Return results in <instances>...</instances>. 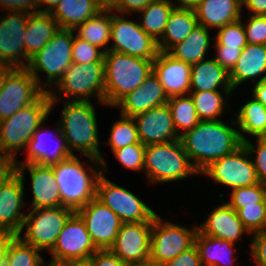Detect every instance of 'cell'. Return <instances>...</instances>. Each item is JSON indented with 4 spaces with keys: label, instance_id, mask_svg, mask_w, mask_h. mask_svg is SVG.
Returning a JSON list of instances; mask_svg holds the SVG:
<instances>
[{
    "label": "cell",
    "instance_id": "6da1fadb",
    "mask_svg": "<svg viewBox=\"0 0 266 266\" xmlns=\"http://www.w3.org/2000/svg\"><path fill=\"white\" fill-rule=\"evenodd\" d=\"M180 140L199 174L211 162L234 152L243 144L238 130L221 120H200L193 129L181 133Z\"/></svg>",
    "mask_w": 266,
    "mask_h": 266
},
{
    "label": "cell",
    "instance_id": "7a4b0ae2",
    "mask_svg": "<svg viewBox=\"0 0 266 266\" xmlns=\"http://www.w3.org/2000/svg\"><path fill=\"white\" fill-rule=\"evenodd\" d=\"M60 119L58 124L71 155H74V149L102 168V173L107 171L99 150L97 118L92 102L66 100Z\"/></svg>",
    "mask_w": 266,
    "mask_h": 266
},
{
    "label": "cell",
    "instance_id": "3957f363",
    "mask_svg": "<svg viewBox=\"0 0 266 266\" xmlns=\"http://www.w3.org/2000/svg\"><path fill=\"white\" fill-rule=\"evenodd\" d=\"M104 66V103L112 107L137 89L153 72V60L114 51L104 53Z\"/></svg>",
    "mask_w": 266,
    "mask_h": 266
},
{
    "label": "cell",
    "instance_id": "277c9868",
    "mask_svg": "<svg viewBox=\"0 0 266 266\" xmlns=\"http://www.w3.org/2000/svg\"><path fill=\"white\" fill-rule=\"evenodd\" d=\"M60 191L61 204L74 212L96 197V184L102 170L89 166V171L77 156L51 165ZM99 170V171H98ZM88 171V172H87Z\"/></svg>",
    "mask_w": 266,
    "mask_h": 266
},
{
    "label": "cell",
    "instance_id": "5b68a950",
    "mask_svg": "<svg viewBox=\"0 0 266 266\" xmlns=\"http://www.w3.org/2000/svg\"><path fill=\"white\" fill-rule=\"evenodd\" d=\"M51 98L45 92L36 102L0 121V138L5 153L15 162L16 154L27 148L38 127L48 118Z\"/></svg>",
    "mask_w": 266,
    "mask_h": 266
},
{
    "label": "cell",
    "instance_id": "8992f818",
    "mask_svg": "<svg viewBox=\"0 0 266 266\" xmlns=\"http://www.w3.org/2000/svg\"><path fill=\"white\" fill-rule=\"evenodd\" d=\"M144 171L149 183H167L199 174L180 139L145 146Z\"/></svg>",
    "mask_w": 266,
    "mask_h": 266
},
{
    "label": "cell",
    "instance_id": "52a82bcc",
    "mask_svg": "<svg viewBox=\"0 0 266 266\" xmlns=\"http://www.w3.org/2000/svg\"><path fill=\"white\" fill-rule=\"evenodd\" d=\"M104 86V62L72 63L64 72L62 79L57 83V93H54L52 89L48 92L51 98V107H55L54 104L60 100L59 98L62 95H64V98H69H66L65 101L70 100V97L74 101H91L90 98L94 95L95 97L97 96L100 104L105 105Z\"/></svg>",
    "mask_w": 266,
    "mask_h": 266
},
{
    "label": "cell",
    "instance_id": "ba28073f",
    "mask_svg": "<svg viewBox=\"0 0 266 266\" xmlns=\"http://www.w3.org/2000/svg\"><path fill=\"white\" fill-rule=\"evenodd\" d=\"M75 31L72 29H61L54 34L53 38L30 59L26 69L36 79L41 87L39 74L41 71L47 74L46 83L42 86L45 89L51 85L54 86L62 79L64 72L73 63L72 61V43ZM40 72V73H39ZM47 86V87H46ZM45 87V88H44Z\"/></svg>",
    "mask_w": 266,
    "mask_h": 266
},
{
    "label": "cell",
    "instance_id": "9c48e42d",
    "mask_svg": "<svg viewBox=\"0 0 266 266\" xmlns=\"http://www.w3.org/2000/svg\"><path fill=\"white\" fill-rule=\"evenodd\" d=\"M44 93L26 68H1L0 121L36 102Z\"/></svg>",
    "mask_w": 266,
    "mask_h": 266
},
{
    "label": "cell",
    "instance_id": "30bf717a",
    "mask_svg": "<svg viewBox=\"0 0 266 266\" xmlns=\"http://www.w3.org/2000/svg\"><path fill=\"white\" fill-rule=\"evenodd\" d=\"M31 210L28 215H25L22 230L18 236L25 243L40 251H50L54 247L65 222L74 211L64 206ZM24 227L26 231L21 237Z\"/></svg>",
    "mask_w": 266,
    "mask_h": 266
},
{
    "label": "cell",
    "instance_id": "8fae6325",
    "mask_svg": "<svg viewBox=\"0 0 266 266\" xmlns=\"http://www.w3.org/2000/svg\"><path fill=\"white\" fill-rule=\"evenodd\" d=\"M198 226L187 229L178 224L162 221L156 215L151 230L150 257L159 266L176 258L194 245Z\"/></svg>",
    "mask_w": 266,
    "mask_h": 266
},
{
    "label": "cell",
    "instance_id": "7c38bea8",
    "mask_svg": "<svg viewBox=\"0 0 266 266\" xmlns=\"http://www.w3.org/2000/svg\"><path fill=\"white\" fill-rule=\"evenodd\" d=\"M96 198L108 206L122 223L153 221V209L129 190L108 180L102 173L96 184Z\"/></svg>",
    "mask_w": 266,
    "mask_h": 266
},
{
    "label": "cell",
    "instance_id": "4fadbf2b",
    "mask_svg": "<svg viewBox=\"0 0 266 266\" xmlns=\"http://www.w3.org/2000/svg\"><path fill=\"white\" fill-rule=\"evenodd\" d=\"M246 146L242 144L234 152L211 162L201 173L207 174L217 184L231 189L260 183L253 160Z\"/></svg>",
    "mask_w": 266,
    "mask_h": 266
},
{
    "label": "cell",
    "instance_id": "5bb4252c",
    "mask_svg": "<svg viewBox=\"0 0 266 266\" xmlns=\"http://www.w3.org/2000/svg\"><path fill=\"white\" fill-rule=\"evenodd\" d=\"M111 41L113 45L103 49L104 52L114 51L147 60H154L159 48L157 42L149 36L139 23L124 19L112 13Z\"/></svg>",
    "mask_w": 266,
    "mask_h": 266
},
{
    "label": "cell",
    "instance_id": "9a60e30c",
    "mask_svg": "<svg viewBox=\"0 0 266 266\" xmlns=\"http://www.w3.org/2000/svg\"><path fill=\"white\" fill-rule=\"evenodd\" d=\"M97 250L83 219L75 211L65 222L54 247L49 251L52 254L49 262L63 264L71 260H84Z\"/></svg>",
    "mask_w": 266,
    "mask_h": 266
},
{
    "label": "cell",
    "instance_id": "2e32d148",
    "mask_svg": "<svg viewBox=\"0 0 266 266\" xmlns=\"http://www.w3.org/2000/svg\"><path fill=\"white\" fill-rule=\"evenodd\" d=\"M27 20L28 14L24 12H7L0 17V68L27 67L29 58L24 45Z\"/></svg>",
    "mask_w": 266,
    "mask_h": 266
},
{
    "label": "cell",
    "instance_id": "e0dca14e",
    "mask_svg": "<svg viewBox=\"0 0 266 266\" xmlns=\"http://www.w3.org/2000/svg\"><path fill=\"white\" fill-rule=\"evenodd\" d=\"M24 171L0 170V227L17 235L21 232L25 214Z\"/></svg>",
    "mask_w": 266,
    "mask_h": 266
},
{
    "label": "cell",
    "instance_id": "ac0fdd59",
    "mask_svg": "<svg viewBox=\"0 0 266 266\" xmlns=\"http://www.w3.org/2000/svg\"><path fill=\"white\" fill-rule=\"evenodd\" d=\"M98 250L110 249L122 225L120 218L96 197L76 211Z\"/></svg>",
    "mask_w": 266,
    "mask_h": 266
},
{
    "label": "cell",
    "instance_id": "d6986e66",
    "mask_svg": "<svg viewBox=\"0 0 266 266\" xmlns=\"http://www.w3.org/2000/svg\"><path fill=\"white\" fill-rule=\"evenodd\" d=\"M152 224L153 221L122 223L110 250L126 264L148 260Z\"/></svg>",
    "mask_w": 266,
    "mask_h": 266
},
{
    "label": "cell",
    "instance_id": "ffe728a7",
    "mask_svg": "<svg viewBox=\"0 0 266 266\" xmlns=\"http://www.w3.org/2000/svg\"><path fill=\"white\" fill-rule=\"evenodd\" d=\"M133 119L137 126L139 140L144 146L180 139L174 127L168 103L153 107L134 116Z\"/></svg>",
    "mask_w": 266,
    "mask_h": 266
},
{
    "label": "cell",
    "instance_id": "44dd1931",
    "mask_svg": "<svg viewBox=\"0 0 266 266\" xmlns=\"http://www.w3.org/2000/svg\"><path fill=\"white\" fill-rule=\"evenodd\" d=\"M192 65L159 51L153 60V72L158 77L168 98L186 96L190 92Z\"/></svg>",
    "mask_w": 266,
    "mask_h": 266
},
{
    "label": "cell",
    "instance_id": "7402d4cb",
    "mask_svg": "<svg viewBox=\"0 0 266 266\" xmlns=\"http://www.w3.org/2000/svg\"><path fill=\"white\" fill-rule=\"evenodd\" d=\"M28 168L32 185V209L59 207L60 191L56 183L53 167L36 163L14 164V171H25Z\"/></svg>",
    "mask_w": 266,
    "mask_h": 266
},
{
    "label": "cell",
    "instance_id": "603a6c76",
    "mask_svg": "<svg viewBox=\"0 0 266 266\" xmlns=\"http://www.w3.org/2000/svg\"><path fill=\"white\" fill-rule=\"evenodd\" d=\"M168 99L161 82L152 72L137 89L128 93L114 107L121 109L120 115L134 117L166 104Z\"/></svg>",
    "mask_w": 266,
    "mask_h": 266
},
{
    "label": "cell",
    "instance_id": "cb8c5ba5",
    "mask_svg": "<svg viewBox=\"0 0 266 266\" xmlns=\"http://www.w3.org/2000/svg\"><path fill=\"white\" fill-rule=\"evenodd\" d=\"M42 125L43 124L38 127L31 140L28 142L27 148L25 149L27 150L26 161L20 162L19 160H16L14 164L36 163L39 165L51 166L72 156L67 148L66 141L62 136L60 125H56V137L59 139V142H61L56 144V146L50 144L52 136L50 135L51 138L49 137L50 133L47 132V130L43 131Z\"/></svg>",
    "mask_w": 266,
    "mask_h": 266
},
{
    "label": "cell",
    "instance_id": "d4e9b609",
    "mask_svg": "<svg viewBox=\"0 0 266 266\" xmlns=\"http://www.w3.org/2000/svg\"><path fill=\"white\" fill-rule=\"evenodd\" d=\"M198 231L203 235L214 236L233 244L242 239L244 233L250 234L243 226L237 212L224 202L211 212L205 222L198 227Z\"/></svg>",
    "mask_w": 266,
    "mask_h": 266
},
{
    "label": "cell",
    "instance_id": "484cf974",
    "mask_svg": "<svg viewBox=\"0 0 266 266\" xmlns=\"http://www.w3.org/2000/svg\"><path fill=\"white\" fill-rule=\"evenodd\" d=\"M257 77L260 79L256 82L266 81V45L247 44L229 72L230 83L235 90L238 85Z\"/></svg>",
    "mask_w": 266,
    "mask_h": 266
},
{
    "label": "cell",
    "instance_id": "4316f807",
    "mask_svg": "<svg viewBox=\"0 0 266 266\" xmlns=\"http://www.w3.org/2000/svg\"><path fill=\"white\" fill-rule=\"evenodd\" d=\"M219 87L225 93V98L234 91L230 83L229 72L214 58L203 59L192 65L190 92L218 91Z\"/></svg>",
    "mask_w": 266,
    "mask_h": 266
},
{
    "label": "cell",
    "instance_id": "83f0119b",
    "mask_svg": "<svg viewBox=\"0 0 266 266\" xmlns=\"http://www.w3.org/2000/svg\"><path fill=\"white\" fill-rule=\"evenodd\" d=\"M242 0H200L194 8L198 25L219 29L242 18Z\"/></svg>",
    "mask_w": 266,
    "mask_h": 266
},
{
    "label": "cell",
    "instance_id": "f1b7e54d",
    "mask_svg": "<svg viewBox=\"0 0 266 266\" xmlns=\"http://www.w3.org/2000/svg\"><path fill=\"white\" fill-rule=\"evenodd\" d=\"M105 7V0H61L51 15L59 28L74 30Z\"/></svg>",
    "mask_w": 266,
    "mask_h": 266
},
{
    "label": "cell",
    "instance_id": "f546056e",
    "mask_svg": "<svg viewBox=\"0 0 266 266\" xmlns=\"http://www.w3.org/2000/svg\"><path fill=\"white\" fill-rule=\"evenodd\" d=\"M58 30V23L51 13L28 14L24 39L26 56L30 59L35 53L39 52Z\"/></svg>",
    "mask_w": 266,
    "mask_h": 266
},
{
    "label": "cell",
    "instance_id": "4dcf8cb0",
    "mask_svg": "<svg viewBox=\"0 0 266 266\" xmlns=\"http://www.w3.org/2000/svg\"><path fill=\"white\" fill-rule=\"evenodd\" d=\"M197 26L198 20L194 9L175 7L165 25L162 41L157 42L159 51L167 52L172 46L185 40Z\"/></svg>",
    "mask_w": 266,
    "mask_h": 266
},
{
    "label": "cell",
    "instance_id": "1f68e13d",
    "mask_svg": "<svg viewBox=\"0 0 266 266\" xmlns=\"http://www.w3.org/2000/svg\"><path fill=\"white\" fill-rule=\"evenodd\" d=\"M194 245L197 247L202 266H231L234 263V244L214 236L196 232Z\"/></svg>",
    "mask_w": 266,
    "mask_h": 266
},
{
    "label": "cell",
    "instance_id": "d6a6232c",
    "mask_svg": "<svg viewBox=\"0 0 266 266\" xmlns=\"http://www.w3.org/2000/svg\"><path fill=\"white\" fill-rule=\"evenodd\" d=\"M209 29L198 25L187 38L172 46L167 53L177 60L193 65L206 59V52L210 49Z\"/></svg>",
    "mask_w": 266,
    "mask_h": 266
},
{
    "label": "cell",
    "instance_id": "836d02e7",
    "mask_svg": "<svg viewBox=\"0 0 266 266\" xmlns=\"http://www.w3.org/2000/svg\"><path fill=\"white\" fill-rule=\"evenodd\" d=\"M231 123H237L240 130L239 136L242 142L246 141L247 138L244 133L255 138L266 137V107L254 97L250 101L248 100L238 112L236 120Z\"/></svg>",
    "mask_w": 266,
    "mask_h": 266
},
{
    "label": "cell",
    "instance_id": "e575fe53",
    "mask_svg": "<svg viewBox=\"0 0 266 266\" xmlns=\"http://www.w3.org/2000/svg\"><path fill=\"white\" fill-rule=\"evenodd\" d=\"M111 21L112 10L106 6L98 14L77 26L74 31L78 32L77 37L101 49L107 47L111 40Z\"/></svg>",
    "mask_w": 266,
    "mask_h": 266
},
{
    "label": "cell",
    "instance_id": "d590c367",
    "mask_svg": "<svg viewBox=\"0 0 266 266\" xmlns=\"http://www.w3.org/2000/svg\"><path fill=\"white\" fill-rule=\"evenodd\" d=\"M171 0H152L141 12L140 27L156 42L160 41L172 10Z\"/></svg>",
    "mask_w": 266,
    "mask_h": 266
},
{
    "label": "cell",
    "instance_id": "8d00e7d4",
    "mask_svg": "<svg viewBox=\"0 0 266 266\" xmlns=\"http://www.w3.org/2000/svg\"><path fill=\"white\" fill-rule=\"evenodd\" d=\"M168 105L172 113L173 124L178 135L180 130L185 133L193 129L198 123L199 118L190 95L174 96L168 99Z\"/></svg>",
    "mask_w": 266,
    "mask_h": 266
},
{
    "label": "cell",
    "instance_id": "74e56055",
    "mask_svg": "<svg viewBox=\"0 0 266 266\" xmlns=\"http://www.w3.org/2000/svg\"><path fill=\"white\" fill-rule=\"evenodd\" d=\"M199 120H220L227 99L218 91L189 92ZM223 96V97H222Z\"/></svg>",
    "mask_w": 266,
    "mask_h": 266
},
{
    "label": "cell",
    "instance_id": "f35d334b",
    "mask_svg": "<svg viewBox=\"0 0 266 266\" xmlns=\"http://www.w3.org/2000/svg\"><path fill=\"white\" fill-rule=\"evenodd\" d=\"M40 250L25 243L18 235L11 242L6 254V266H43Z\"/></svg>",
    "mask_w": 266,
    "mask_h": 266
},
{
    "label": "cell",
    "instance_id": "ab89813d",
    "mask_svg": "<svg viewBox=\"0 0 266 266\" xmlns=\"http://www.w3.org/2000/svg\"><path fill=\"white\" fill-rule=\"evenodd\" d=\"M107 144L112 151L131 144H141L133 117L121 115L120 120L113 123Z\"/></svg>",
    "mask_w": 266,
    "mask_h": 266
},
{
    "label": "cell",
    "instance_id": "60d3db41",
    "mask_svg": "<svg viewBox=\"0 0 266 266\" xmlns=\"http://www.w3.org/2000/svg\"><path fill=\"white\" fill-rule=\"evenodd\" d=\"M266 198L264 183L245 186L231 190L230 200L227 202L232 208H245V206H258Z\"/></svg>",
    "mask_w": 266,
    "mask_h": 266
},
{
    "label": "cell",
    "instance_id": "b9f144b4",
    "mask_svg": "<svg viewBox=\"0 0 266 266\" xmlns=\"http://www.w3.org/2000/svg\"><path fill=\"white\" fill-rule=\"evenodd\" d=\"M233 209L250 234L266 231V198L258 206Z\"/></svg>",
    "mask_w": 266,
    "mask_h": 266
},
{
    "label": "cell",
    "instance_id": "7bdbcfd3",
    "mask_svg": "<svg viewBox=\"0 0 266 266\" xmlns=\"http://www.w3.org/2000/svg\"><path fill=\"white\" fill-rule=\"evenodd\" d=\"M215 40V45L245 47L248 43L242 20L239 19L219 28Z\"/></svg>",
    "mask_w": 266,
    "mask_h": 266
},
{
    "label": "cell",
    "instance_id": "ee69618b",
    "mask_svg": "<svg viewBox=\"0 0 266 266\" xmlns=\"http://www.w3.org/2000/svg\"><path fill=\"white\" fill-rule=\"evenodd\" d=\"M104 53L99 47L74 36L72 43L73 63L88 64L91 62H104Z\"/></svg>",
    "mask_w": 266,
    "mask_h": 266
},
{
    "label": "cell",
    "instance_id": "f6af8a7d",
    "mask_svg": "<svg viewBox=\"0 0 266 266\" xmlns=\"http://www.w3.org/2000/svg\"><path fill=\"white\" fill-rule=\"evenodd\" d=\"M118 161L129 170H144L145 146L143 144H131L113 150Z\"/></svg>",
    "mask_w": 266,
    "mask_h": 266
},
{
    "label": "cell",
    "instance_id": "bcb514c9",
    "mask_svg": "<svg viewBox=\"0 0 266 266\" xmlns=\"http://www.w3.org/2000/svg\"><path fill=\"white\" fill-rule=\"evenodd\" d=\"M256 142L257 146H254L252 141L247 139L243 144L248 149L250 155H252L251 157L256 154L255 159L252 158V160L259 181L264 183L266 181V137L257 138Z\"/></svg>",
    "mask_w": 266,
    "mask_h": 266
},
{
    "label": "cell",
    "instance_id": "7dc6e473",
    "mask_svg": "<svg viewBox=\"0 0 266 266\" xmlns=\"http://www.w3.org/2000/svg\"><path fill=\"white\" fill-rule=\"evenodd\" d=\"M243 25L248 44L266 45V15H251L248 23Z\"/></svg>",
    "mask_w": 266,
    "mask_h": 266
},
{
    "label": "cell",
    "instance_id": "c3c4849f",
    "mask_svg": "<svg viewBox=\"0 0 266 266\" xmlns=\"http://www.w3.org/2000/svg\"><path fill=\"white\" fill-rule=\"evenodd\" d=\"M216 57L214 60L228 72L236 65L244 47H225L224 45H215Z\"/></svg>",
    "mask_w": 266,
    "mask_h": 266
},
{
    "label": "cell",
    "instance_id": "681fc988",
    "mask_svg": "<svg viewBox=\"0 0 266 266\" xmlns=\"http://www.w3.org/2000/svg\"><path fill=\"white\" fill-rule=\"evenodd\" d=\"M152 0H106V6L120 14L141 12Z\"/></svg>",
    "mask_w": 266,
    "mask_h": 266
},
{
    "label": "cell",
    "instance_id": "f907efd6",
    "mask_svg": "<svg viewBox=\"0 0 266 266\" xmlns=\"http://www.w3.org/2000/svg\"><path fill=\"white\" fill-rule=\"evenodd\" d=\"M2 9L10 12H24L26 14L40 12L38 0H0Z\"/></svg>",
    "mask_w": 266,
    "mask_h": 266
},
{
    "label": "cell",
    "instance_id": "816d5d0a",
    "mask_svg": "<svg viewBox=\"0 0 266 266\" xmlns=\"http://www.w3.org/2000/svg\"><path fill=\"white\" fill-rule=\"evenodd\" d=\"M162 266H202L197 247L193 245L188 250L180 253L176 258Z\"/></svg>",
    "mask_w": 266,
    "mask_h": 266
},
{
    "label": "cell",
    "instance_id": "f5cc1de1",
    "mask_svg": "<svg viewBox=\"0 0 266 266\" xmlns=\"http://www.w3.org/2000/svg\"><path fill=\"white\" fill-rule=\"evenodd\" d=\"M90 259L93 266H127L110 249L97 250Z\"/></svg>",
    "mask_w": 266,
    "mask_h": 266
},
{
    "label": "cell",
    "instance_id": "db71d44e",
    "mask_svg": "<svg viewBox=\"0 0 266 266\" xmlns=\"http://www.w3.org/2000/svg\"><path fill=\"white\" fill-rule=\"evenodd\" d=\"M253 240L250 244V253L255 263H266V231L252 234Z\"/></svg>",
    "mask_w": 266,
    "mask_h": 266
},
{
    "label": "cell",
    "instance_id": "11a10c76",
    "mask_svg": "<svg viewBox=\"0 0 266 266\" xmlns=\"http://www.w3.org/2000/svg\"><path fill=\"white\" fill-rule=\"evenodd\" d=\"M17 234L0 227V266H6V254L11 242Z\"/></svg>",
    "mask_w": 266,
    "mask_h": 266
},
{
    "label": "cell",
    "instance_id": "9f6ffc18",
    "mask_svg": "<svg viewBox=\"0 0 266 266\" xmlns=\"http://www.w3.org/2000/svg\"><path fill=\"white\" fill-rule=\"evenodd\" d=\"M244 5L252 15H266V0H242V6Z\"/></svg>",
    "mask_w": 266,
    "mask_h": 266
},
{
    "label": "cell",
    "instance_id": "6f0895ef",
    "mask_svg": "<svg viewBox=\"0 0 266 266\" xmlns=\"http://www.w3.org/2000/svg\"><path fill=\"white\" fill-rule=\"evenodd\" d=\"M252 95L266 107V81L256 82L253 87Z\"/></svg>",
    "mask_w": 266,
    "mask_h": 266
},
{
    "label": "cell",
    "instance_id": "680465c9",
    "mask_svg": "<svg viewBox=\"0 0 266 266\" xmlns=\"http://www.w3.org/2000/svg\"><path fill=\"white\" fill-rule=\"evenodd\" d=\"M14 165V161L5 153L0 138V170H10Z\"/></svg>",
    "mask_w": 266,
    "mask_h": 266
},
{
    "label": "cell",
    "instance_id": "91938a15",
    "mask_svg": "<svg viewBox=\"0 0 266 266\" xmlns=\"http://www.w3.org/2000/svg\"><path fill=\"white\" fill-rule=\"evenodd\" d=\"M61 0H38L39 7L46 6L45 9L39 8L40 12L51 13L59 4Z\"/></svg>",
    "mask_w": 266,
    "mask_h": 266
},
{
    "label": "cell",
    "instance_id": "94428289",
    "mask_svg": "<svg viewBox=\"0 0 266 266\" xmlns=\"http://www.w3.org/2000/svg\"><path fill=\"white\" fill-rule=\"evenodd\" d=\"M179 4H176L177 8H186V9H194L200 0H177Z\"/></svg>",
    "mask_w": 266,
    "mask_h": 266
},
{
    "label": "cell",
    "instance_id": "6125c7cd",
    "mask_svg": "<svg viewBox=\"0 0 266 266\" xmlns=\"http://www.w3.org/2000/svg\"><path fill=\"white\" fill-rule=\"evenodd\" d=\"M62 266H93L90 258L84 260H71L61 264Z\"/></svg>",
    "mask_w": 266,
    "mask_h": 266
},
{
    "label": "cell",
    "instance_id": "be15d7a7",
    "mask_svg": "<svg viewBox=\"0 0 266 266\" xmlns=\"http://www.w3.org/2000/svg\"><path fill=\"white\" fill-rule=\"evenodd\" d=\"M127 266H159V265L156 264L151 259H148V260L142 261V262L130 263V264H127Z\"/></svg>",
    "mask_w": 266,
    "mask_h": 266
},
{
    "label": "cell",
    "instance_id": "e7e4bbea",
    "mask_svg": "<svg viewBox=\"0 0 266 266\" xmlns=\"http://www.w3.org/2000/svg\"><path fill=\"white\" fill-rule=\"evenodd\" d=\"M43 266H62V265L49 262L48 264L45 263V265H43Z\"/></svg>",
    "mask_w": 266,
    "mask_h": 266
},
{
    "label": "cell",
    "instance_id": "03108f58",
    "mask_svg": "<svg viewBox=\"0 0 266 266\" xmlns=\"http://www.w3.org/2000/svg\"><path fill=\"white\" fill-rule=\"evenodd\" d=\"M257 266H266V263H256Z\"/></svg>",
    "mask_w": 266,
    "mask_h": 266
},
{
    "label": "cell",
    "instance_id": "003e7915",
    "mask_svg": "<svg viewBox=\"0 0 266 266\" xmlns=\"http://www.w3.org/2000/svg\"><path fill=\"white\" fill-rule=\"evenodd\" d=\"M0 91H1V68H0Z\"/></svg>",
    "mask_w": 266,
    "mask_h": 266
}]
</instances>
